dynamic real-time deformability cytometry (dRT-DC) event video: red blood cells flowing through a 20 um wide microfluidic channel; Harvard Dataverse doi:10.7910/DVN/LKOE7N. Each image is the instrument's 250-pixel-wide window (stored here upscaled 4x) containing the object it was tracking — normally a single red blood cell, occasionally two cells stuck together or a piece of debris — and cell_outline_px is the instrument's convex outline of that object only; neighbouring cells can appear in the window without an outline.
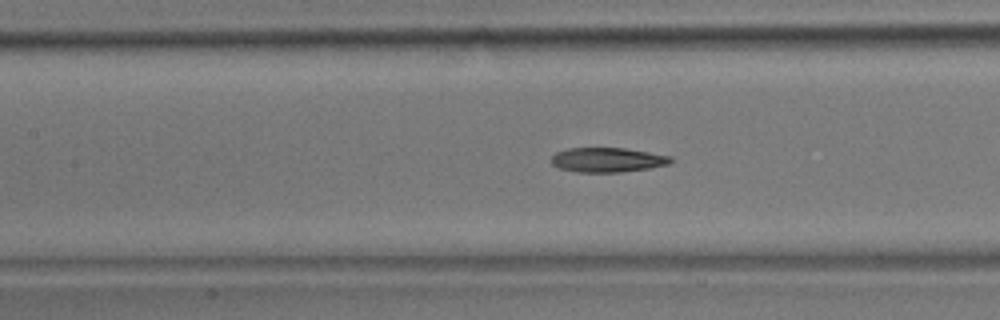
{"species": "common noctule bat (a hibernating species)", "species_latin": "Nyctalus noctula", "temperature_condition": "room temperature", "stored_images_in_passage": 42, "camera_frame_rate_fps": 3000, "um_per_image_px": 0.085, "animal": {"sex": "male", "body_mass_g": 17.9}, "frame": {"image": 1, "passage_image": 19, "time_ms": 6.0, "image_size_px": [1000, 320], "cell_outline_px": [[672, 160], [668, 164], [648, 168], [620, 172], [576, 172], [560, 168], [552, 164], [552, 156], [556, 152], [568, 148], [624, 148], [672, 156]], "centroid_in_image_um": [51.62, 13.58], "position_along_channel_um": 155.8, "area_um2": 16.94}}